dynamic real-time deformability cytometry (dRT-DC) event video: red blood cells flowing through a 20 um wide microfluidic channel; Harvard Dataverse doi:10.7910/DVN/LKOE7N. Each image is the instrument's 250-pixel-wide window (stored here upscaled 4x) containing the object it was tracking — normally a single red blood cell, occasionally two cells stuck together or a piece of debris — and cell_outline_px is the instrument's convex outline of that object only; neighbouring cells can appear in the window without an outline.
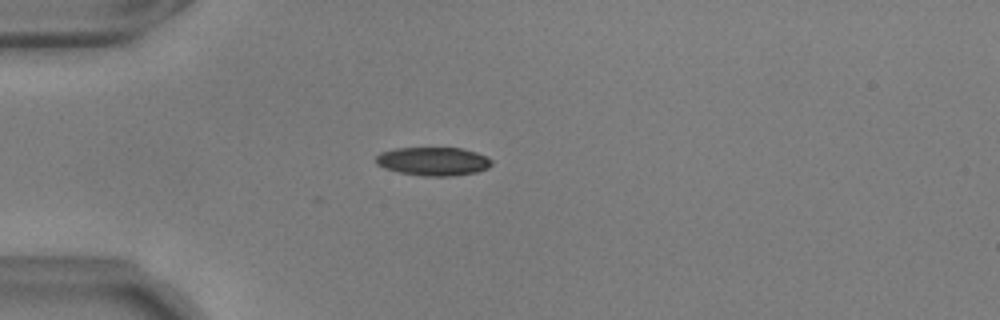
{"species": "common noctule bat (a hibernating species)", "species_latin": "Nyctalus noctula", "temperature_condition": "warm", "stored_images_in_passage": 41, "camera_frame_rate_fps": 3000, "um_per_image_px": 0.085, "animal": {"sex": "male", "body_mass_g": 17.9, "forearm_length_mm": 54.2}, "frame": {"image": 1, "passage_image": 1, "time_ms": 0.0, "image_size_px": [1000, 320], "cell_outline_px": [[492, 164], [488, 168], [476, 172], [452, 176], [420, 176], [400, 172], [384, 168], [376, 164], [376, 156], [380, 152], [396, 148], [460, 148], [476, 152], [492, 160]], "centroid_in_image_um": [36.8, 13.72], "position_along_channel_um": 48.2, "area_um2": 19.19}}
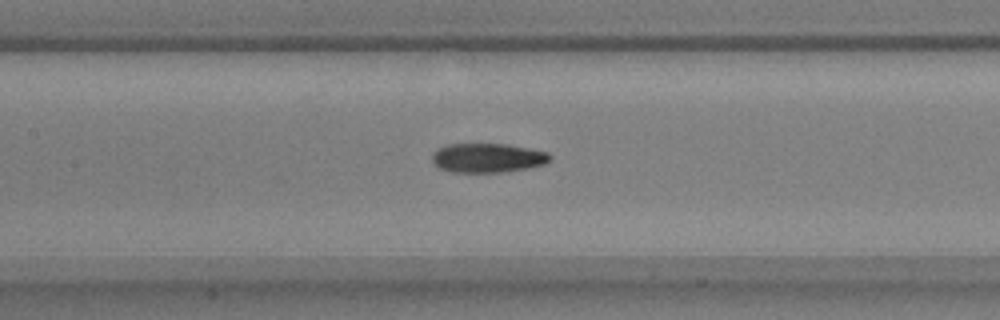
{"frame": {"image": 2, "passage_image": 12, "time_ms": 3.667, "image_size_px": [1000, 320], "cell_outline_px": [[552, 160], [544, 164], [528, 168], [504, 172], [452, 172], [436, 168], [432, 160], [432, 152], [436, 148], [448, 144], [508, 144], [548, 152], [552, 156]], "centroid_in_image_um": [41.42, 13.42], "position_along_channel_um": 166.0, "area_um2": 20.4}}
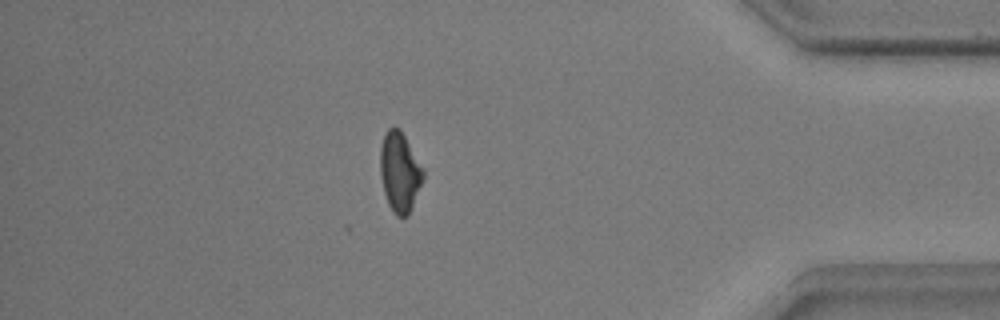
{"frame": {"image": 3, "passage_image": 34, "time_ms": 11.0, "image_size_px": [1000, 320], "cell_outline_px": [[424, 176], [408, 216], [396, 216], [392, 212], [388, 204], [384, 192], [380, 176], [380, 148], [384, 136], [388, 128], [400, 128], [424, 172]], "centroid_in_image_um": [33.95, 14.64], "position_along_channel_um": 401.3, "area_um2": 19.59}, "authors_computed_cell_mechanics": {"area_um2": 20.3456, "velocity_mm_per_s": 3.6714, "shape_relaxation_time_tau1_ms": 3.1355, "shape_relaxation_time_tau2_ms": 7.2581, "deformation_change_tau1": 0.1257, "deformation_change_tau2": 0.2166}}